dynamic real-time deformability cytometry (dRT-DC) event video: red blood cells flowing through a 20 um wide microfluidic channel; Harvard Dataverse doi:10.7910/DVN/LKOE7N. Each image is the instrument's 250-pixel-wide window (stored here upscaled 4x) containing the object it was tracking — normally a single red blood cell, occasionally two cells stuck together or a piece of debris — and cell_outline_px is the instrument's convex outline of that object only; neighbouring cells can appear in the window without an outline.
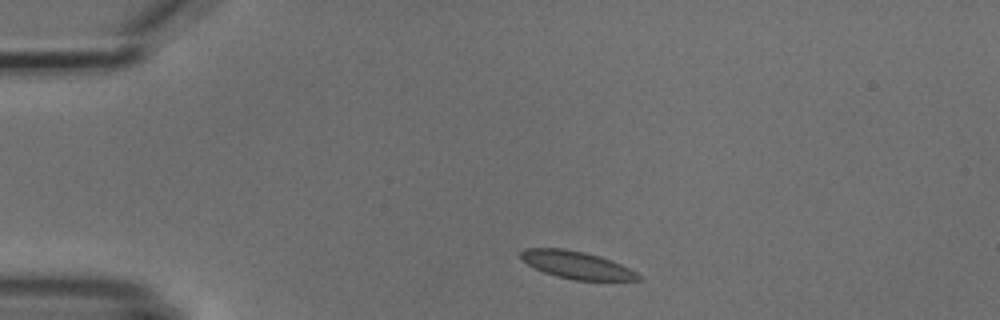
{"species": "common noctule bat (a hibernating species)", "species_latin": "Nyctalus noctula", "temperature_condition": "cold", "stored_images_in_passage": 2, "camera_frame_rate_fps": 3000, "um_per_image_px": 0.085, "animal": {"sex": "male", "body_mass_g": 18.8}, "frame": {"image": 1, "passage_image": 1, "time_ms": 0.0, "image_size_px": [1000, 320], "cell_outline_px": [[640, 280], [572, 280], [556, 276], [544, 272], [528, 264], [520, 256], [520, 252], [524, 248], [564, 248], [584, 252], [600, 256], [612, 260], [636, 272], [640, 276]], "centroid_in_image_um": [49.0, 22.51], "position_along_channel_um": 36.0, "area_um2": 18.67}}